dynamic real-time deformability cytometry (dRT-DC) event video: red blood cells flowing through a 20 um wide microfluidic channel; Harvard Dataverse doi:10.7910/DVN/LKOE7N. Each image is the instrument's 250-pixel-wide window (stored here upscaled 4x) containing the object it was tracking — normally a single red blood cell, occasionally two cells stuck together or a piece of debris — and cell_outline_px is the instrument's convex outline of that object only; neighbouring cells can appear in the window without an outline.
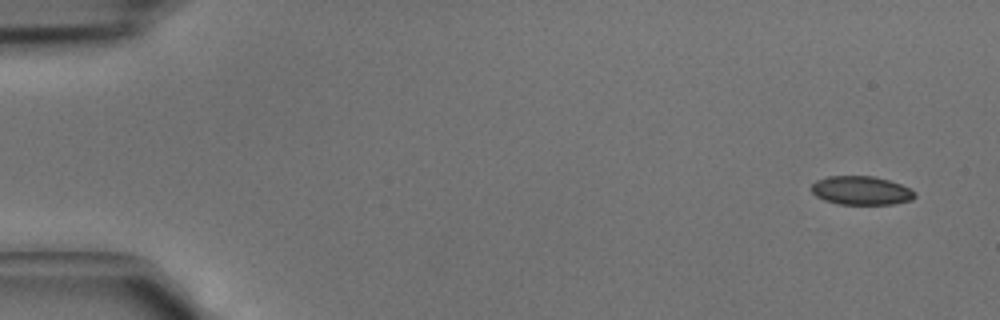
{"species": "common noctule bat (a hibernating species)", "species_latin": "Nyctalus noctula", "temperature_condition": "cold", "stored_images_in_passage": 4, "camera_frame_rate_fps": 3000, "um_per_image_px": 0.085, "animal": {"sex": "male", "body_mass_g": 15.6}, "frame": {"image": 1, "passage_image": 1, "time_ms": 0.0, "image_size_px": [1000, 320], "cell_outline_px": [[916, 196], [912, 200], [892, 204], [840, 204], [824, 200], [816, 196], [812, 192], [812, 184], [816, 180], [828, 176], [872, 176], [888, 180], [900, 184], [916, 192]], "centroid_in_image_um": [73.2, 16.19], "position_along_channel_um": 11.8, "area_um2": 17.22}}